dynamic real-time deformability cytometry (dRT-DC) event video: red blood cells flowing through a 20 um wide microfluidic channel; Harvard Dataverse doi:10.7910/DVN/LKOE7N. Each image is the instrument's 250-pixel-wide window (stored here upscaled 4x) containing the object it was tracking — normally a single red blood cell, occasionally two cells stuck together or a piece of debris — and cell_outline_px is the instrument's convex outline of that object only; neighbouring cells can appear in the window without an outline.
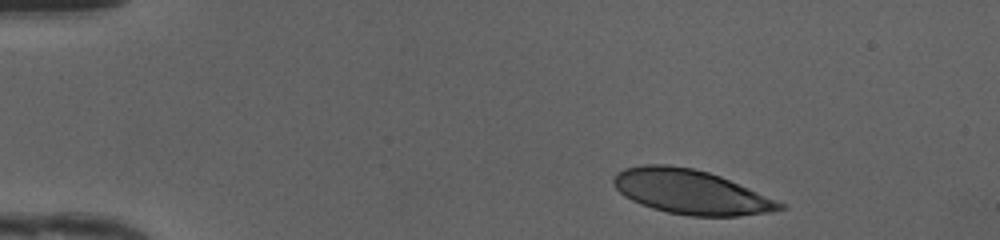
{"species": "human", "species_latin": "Homo sapiens", "temperature_condition": "cold", "stored_images_in_passage": 37, "camera_frame_rate_fps": 3000, "um_per_image_px": 0.085, "donor": {"sex": "female"}, "frame": {"image": 1, "passage_image": 1, "time_ms": 0.0, "image_size_px": [1000, 240], "cell_outline_px": [[788, 208], [772, 212], [740, 216], [688, 216], [668, 212], [652, 208], [640, 204], [624, 196], [616, 188], [612, 180], [616, 172], [624, 168], [644, 164], [668, 164], [692, 168], [708, 172], [720, 176], [788, 204]], "centroid_in_image_um": [58.75, 16.32], "position_along_channel_um": 26.2, "area_um2": 43.29}}
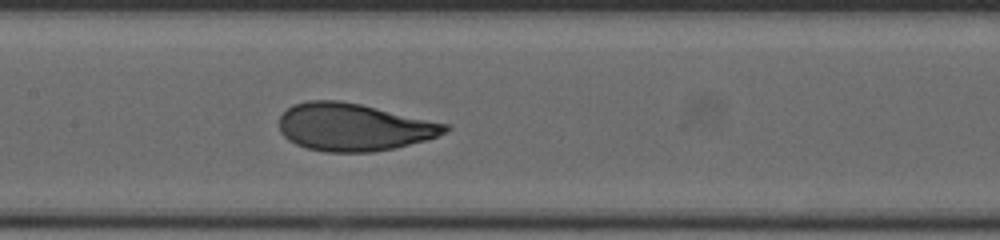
{"frame": {"image": 2, "passage_image": 18, "time_ms": 5.667, "image_size_px": [1000, 240], "cell_outline_px": [[452, 128], [448, 132], [424, 140], [396, 148], [372, 152], [324, 152], [308, 148], [296, 144], [288, 140], [280, 132], [280, 116], [288, 108], [296, 104], [308, 100], [336, 100], [360, 104], [448, 124]], "centroid_in_image_um": [30.06, 10.81], "position_along_channel_um": 177.3, "area_um2": 45.78}}
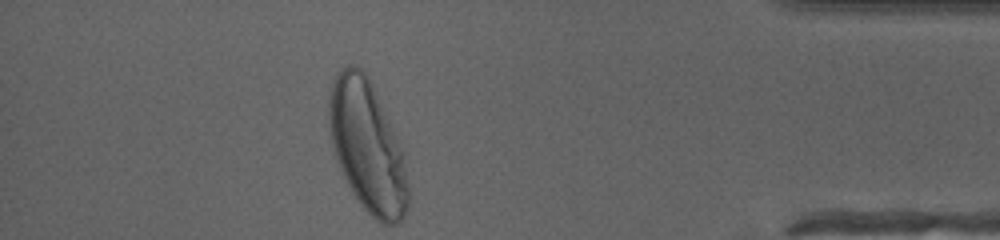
{"frame": {"image": 3, "passage_image": 37, "time_ms": 12.0, "image_size_px": [1000, 240], "cell_outline_px": [[408, 208], [400, 224], [384, 224], [376, 220], [360, 204], [352, 192], [344, 176], [336, 156], [332, 144], [328, 120], [328, 96], [332, 84], [340, 68], [348, 64], [356, 64], [364, 72], [404, 152], [408, 184]], "centroid_in_image_um": [31.22, 12.49], "position_along_channel_um": 404.0, "area_um2": 59.88}, "authors_computed_cell_mechanics": {"area_um2": 45.662, "velocity_mm_per_s": 4.1746, "shape_relaxation_time_tau1_ms": 2.7624, "shape_relaxation_time_tau2_ms": null, "deformation_change_tau1": 0.1883, "deformation_change_tau2": null}}